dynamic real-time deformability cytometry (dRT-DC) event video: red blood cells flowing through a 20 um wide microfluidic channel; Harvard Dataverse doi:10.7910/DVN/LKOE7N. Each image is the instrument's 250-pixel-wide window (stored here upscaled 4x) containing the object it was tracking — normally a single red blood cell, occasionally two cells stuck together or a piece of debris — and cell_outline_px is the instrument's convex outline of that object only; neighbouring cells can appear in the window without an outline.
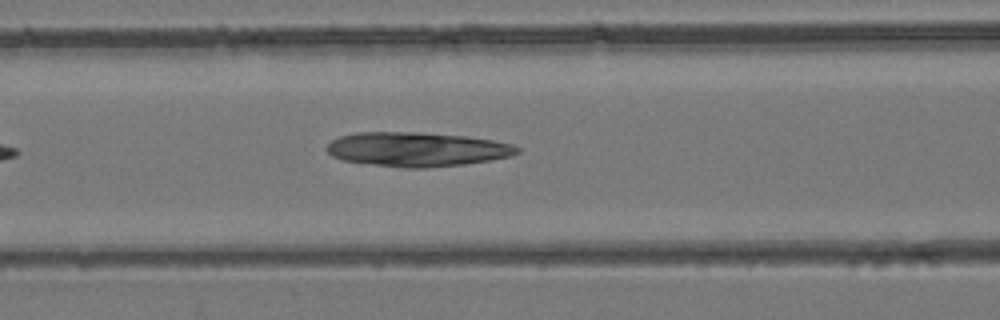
{"species": "common noctule bat (a hibernating species)", "species_latin": "Nyctalus noctula", "temperature_condition": "room temperature", "stored_images_in_passage": 18, "segment_of_instrument_passage": [1, 2], "camera_frame_rate_fps": 3000, "um_per_image_px": 0.085, "animal": {"sex": "female", "body_mass_g": 24.6, "forearm_length_mm": 56.2}, "frame": {"image": 1, "passage_image": 6, "time_ms": 1.667, "image_size_px": [1000, 320], "cell_outline_px": [[520, 152], [512, 156], [464, 164], [428, 168], [404, 168], [344, 160], [332, 156], [328, 152], [328, 144], [332, 140], [340, 136], [356, 132], [412, 132], [464, 136], [492, 140], [512, 144], [520, 148]], "centroid_in_image_um": [35.46, 12.69], "position_along_channel_um": 131.1, "area_um2": 37.74}}